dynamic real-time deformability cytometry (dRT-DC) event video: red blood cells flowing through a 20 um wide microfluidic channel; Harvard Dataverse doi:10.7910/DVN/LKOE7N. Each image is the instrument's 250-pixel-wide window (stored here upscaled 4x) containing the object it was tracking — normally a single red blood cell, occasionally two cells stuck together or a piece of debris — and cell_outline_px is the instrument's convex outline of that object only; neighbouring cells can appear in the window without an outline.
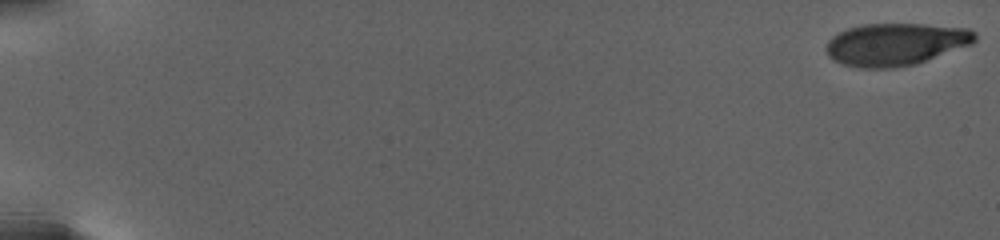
{"species": "human", "species_latin": "Homo sapiens", "temperature_condition": "warm", "stored_images_in_passage": 118, "camera_frame_rate_fps": 3000, "um_per_image_px": 0.085, "donor": {"sex": "female"}, "frame": {"image": 1, "passage_image": 1, "time_ms": 0.0, "image_size_px": [1000, 240], "cell_outline_px": [[976, 40], [972, 44], [916, 64], [892, 68], [860, 68], [844, 64], [832, 60], [828, 56], [824, 48], [828, 40], [832, 36], [848, 28], [864, 24], [924, 24], [968, 28], [976, 32]], "centroid_in_image_um": [76.12, 3.76], "position_along_channel_um": 8.9, "area_um2": 36.93}}
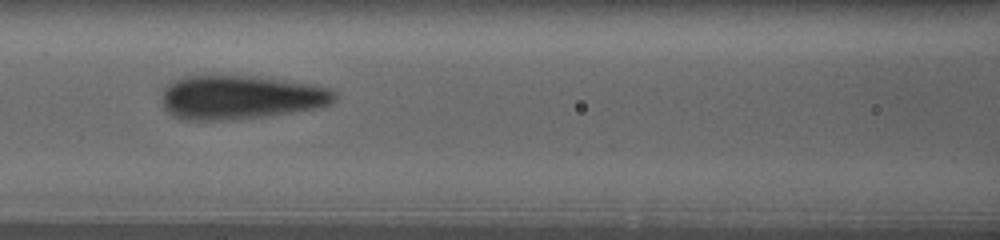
{"frame": {"image": 2, "passage_image": 76, "time_ms": 12.667, "image_size_px": [1000, 240], "cell_outline_px": [[336, 100], [332, 104], [316, 108], [292, 112], [264, 116], [224, 120], [184, 120], [172, 116], [164, 108], [160, 100], [164, 88], [172, 80], [184, 76], [256, 76], [284, 80], [308, 84], [328, 88], [336, 92]], "centroid_in_image_um": [20.4, 8.27], "position_along_channel_um": 146.2, "area_um2": 44.33}}
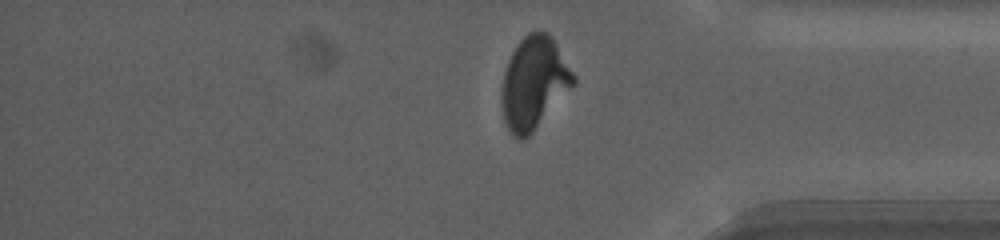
{"frame": {"image": 3, "passage_image": 117, "time_ms": 22.333, "image_size_px": [1000, 240], "cell_outline_px": [[576, 84], [532, 132], [528, 136], [520, 140], [516, 140], [512, 136], [504, 120], [500, 100], [500, 92], [504, 72], [508, 60], [516, 44], [528, 32], [548, 32], [556, 44], [576, 76]], "centroid_in_image_um": [45.37, 7.06], "position_along_channel_um": 389.8, "area_um2": 38.73}, "authors_computed_cell_mechanics": {"area_um2": 40.5178, "velocity_mm_per_s": 2.6328, "shape_relaxation_time_tau1_ms": 7.2498, "shape_relaxation_time_tau2_ms": null, "deformation_change_tau1": 0.2045, "deformation_change_tau2": null}}